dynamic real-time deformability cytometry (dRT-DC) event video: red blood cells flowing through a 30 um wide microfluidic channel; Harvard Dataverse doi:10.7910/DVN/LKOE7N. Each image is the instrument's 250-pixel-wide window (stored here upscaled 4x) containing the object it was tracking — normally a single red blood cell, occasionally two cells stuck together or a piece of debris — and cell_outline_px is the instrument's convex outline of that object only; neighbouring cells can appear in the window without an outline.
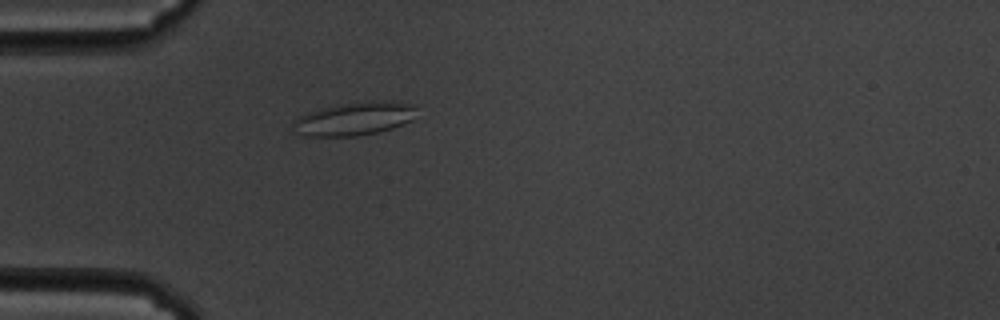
{"species": "common noctule bat (a hibernating species)", "species_latin": "Nyctalus noctula", "temperature_condition": "cold", "stored_images_in_passage": 45, "camera_frame_rate_fps": 3000, "um_per_image_px": 0.085, "animal": {"sex": "male", "body_mass_g": 19.5, "forearm_length_mm": 54.6}, "frame": {"image": 1, "passage_image": 3, "time_ms": 0.667, "image_size_px": [1000, 320], "cell_outline_px": [[416, 108], [412, 120], [392, 128], [376, 132], [356, 136], [300, 136], [292, 124], [300, 116], [308, 112], [320, 108], [340, 104], [368, 100], [396, 100], [412, 104]], "centroid_in_image_um": [30.14, 10.07], "position_along_channel_um": 54.9, "area_um2": 24.04}}
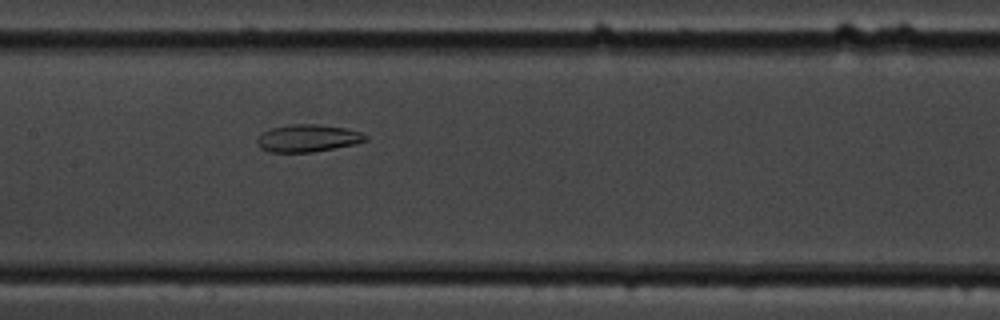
{"frame": {"image": 2, "passage_image": 15, "time_ms": 4.667, "image_size_px": [1000, 320], "cell_outline_px": [[368, 140], [356, 144], [312, 152], [268, 152], [260, 148], [256, 144], [256, 136], [260, 132], [268, 128], [292, 124], [320, 124], [344, 128], [360, 132], [368, 136]], "centroid_in_image_um": [26.1, 11.74], "position_along_channel_um": 181.3, "area_um2": 17.63}}
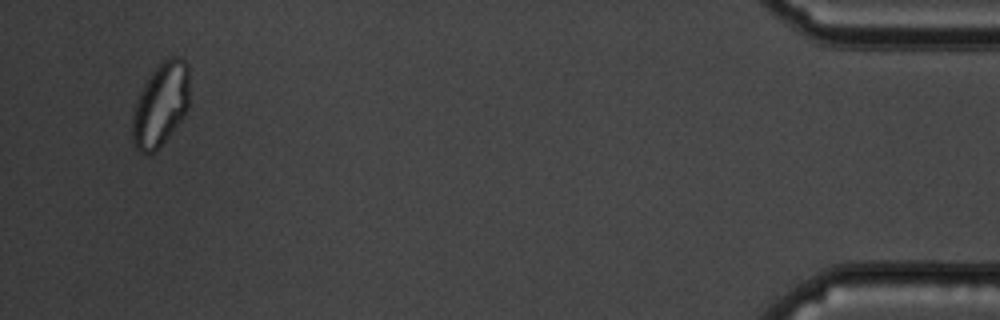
{"frame": {"image": 3, "passage_image": 43, "time_ms": 14.0, "image_size_px": [1000, 320], "cell_outline_px": [[188, 108], [184, 116], [164, 140], [148, 156], [140, 152], [132, 144], [132, 116], [136, 100], [144, 84], [152, 72], [164, 60], [172, 56], [176, 56], [184, 60], [188, 64]], "centroid_in_image_um": [13.63, 8.9], "position_along_channel_um": 421.6, "area_um2": 27.51}, "authors_computed_cell_mechanics": {"area_um2": 19.5942, "velocity_mm_per_s": 3.3687, "shape_relaxation_time_tau1_ms": null, "shape_relaxation_time_tau2_ms": 2.2586, "deformation_change_tau1": null, "deformation_change_tau2": 0.0595}}